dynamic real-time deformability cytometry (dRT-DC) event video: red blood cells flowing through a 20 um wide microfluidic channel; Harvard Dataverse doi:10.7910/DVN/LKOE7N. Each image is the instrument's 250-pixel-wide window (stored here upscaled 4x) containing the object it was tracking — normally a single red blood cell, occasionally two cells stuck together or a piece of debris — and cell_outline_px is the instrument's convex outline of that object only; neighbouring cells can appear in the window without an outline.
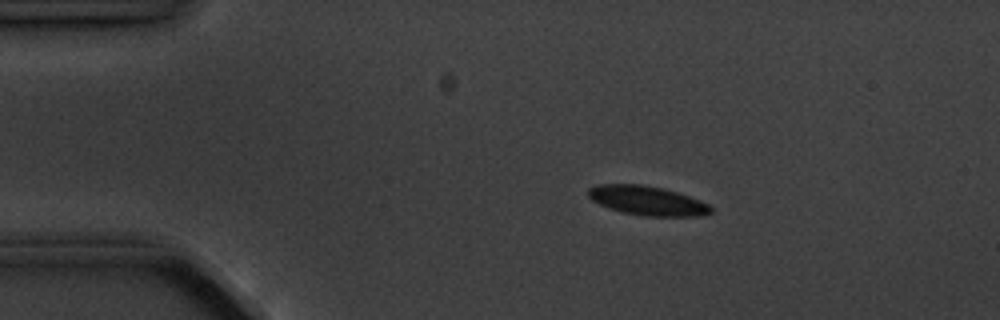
{"species": "common noctule bat (a hibernating species)", "species_latin": "Nyctalus noctula", "temperature_condition": "cold", "stored_images_in_passage": 4, "camera_frame_rate_fps": 3000, "um_per_image_px": 0.085, "animal": {"sex": "male", "body_mass_g": 20.1, "forearm_length_mm": 53.5}, "frame": {"image": 1, "passage_image": 2, "time_ms": 1.333, "image_size_px": [1000, 320], "cell_outline_px": [[712, 212], [696, 216], [644, 216], [624, 212], [608, 208], [592, 200], [588, 196], [588, 188], [596, 184], [640, 184], [664, 188], [700, 200], [708, 204], [712, 208]], "centroid_in_image_um": [54.99, 17.04], "position_along_channel_um": 30.0, "area_um2": 20.81}}